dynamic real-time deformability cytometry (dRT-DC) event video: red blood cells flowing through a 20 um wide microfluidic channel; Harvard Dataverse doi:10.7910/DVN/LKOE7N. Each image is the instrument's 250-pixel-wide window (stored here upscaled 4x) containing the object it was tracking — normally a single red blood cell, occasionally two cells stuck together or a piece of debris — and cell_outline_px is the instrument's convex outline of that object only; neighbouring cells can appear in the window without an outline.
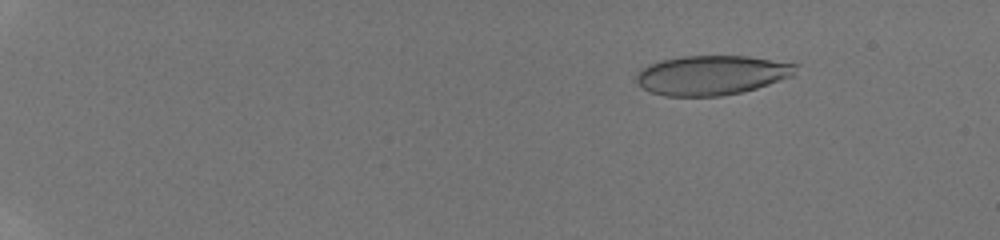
{"species": "human", "species_latin": "Homo sapiens", "temperature_condition": "room temperature", "stored_images_in_passage": 21, "camera_frame_rate_fps": 3000, "um_per_image_px": 0.085, "donor": {"sex": "male"}, "frame": {"image": 1, "passage_image": 7, "time_ms": 2.667, "image_size_px": [1000, 240], "cell_outline_px": [[800, 64], [792, 76], [756, 88], [740, 92], [720, 96], [664, 96], [652, 92], [644, 88], [636, 80], [636, 72], [648, 64], [660, 60], [680, 56], [748, 56]], "centroid_in_image_um": [60.48, 6.37], "position_along_channel_um": 24.5, "area_um2": 36.7}}
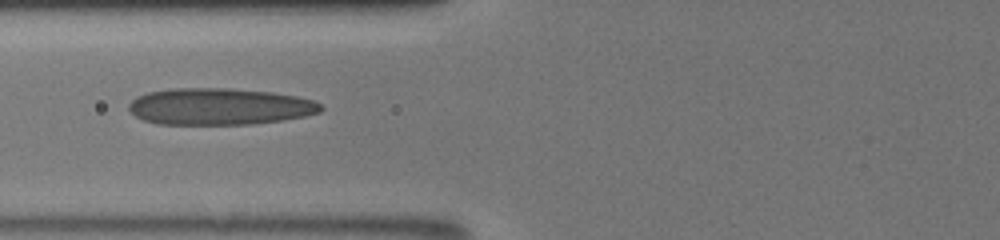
{"frame": {"image": 2, "passage_image": 17, "time_ms": 8.333, "image_size_px": [1000, 240], "cell_outline_px": [[324, 108], [320, 112], [304, 116], [280, 120], [252, 124], [156, 124], [144, 120], [136, 116], [128, 108], [128, 104], [136, 96], [148, 92], [176, 88], [232, 88], [272, 92], [296, 96], [312, 100], [320, 104]], "centroid_in_image_um": [18.64, 9.05], "position_along_channel_um": 107.2, "area_um2": 41.04}}
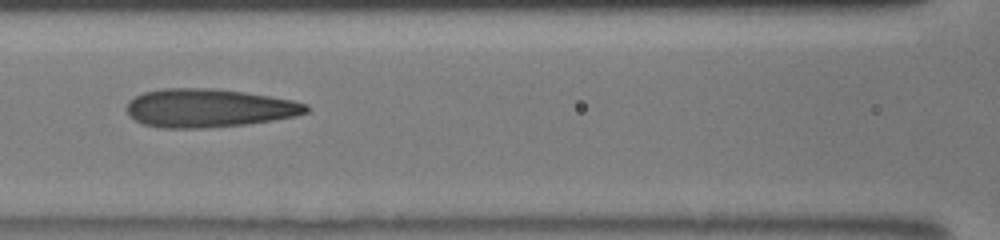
{"frame": {"image": 3, "passage_image": 19, "time_ms": 9.333, "image_size_px": [1000, 240], "cell_outline_px": [[308, 112], [296, 116], [248, 124], [204, 128], [160, 128], [144, 124], [136, 120], [124, 108], [128, 100], [144, 92], [164, 88], [212, 88], [244, 92], [292, 100], [308, 104]], "centroid_in_image_um": [17.73, 9.18], "position_along_channel_um": 148.9, "area_um2": 40.23}}